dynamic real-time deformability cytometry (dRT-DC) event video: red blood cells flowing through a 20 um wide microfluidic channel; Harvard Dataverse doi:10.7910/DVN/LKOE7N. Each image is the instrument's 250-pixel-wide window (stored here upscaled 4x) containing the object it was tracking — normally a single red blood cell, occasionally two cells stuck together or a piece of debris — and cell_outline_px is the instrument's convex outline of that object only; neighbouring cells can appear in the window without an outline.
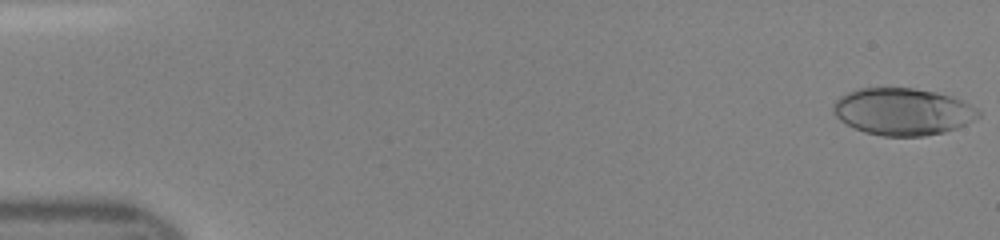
{"species": "human", "species_latin": "Homo sapiens", "temperature_condition": "room temperature", "stored_images_in_passage": 47, "camera_frame_rate_fps": 3000, "um_per_image_px": 0.085, "donor": {"sex": "female"}, "frame": {"image": 1, "passage_image": 1, "time_ms": 0.0, "image_size_px": [1000, 240], "cell_outline_px": [[980, 116], [956, 128], [944, 132], [924, 136], [884, 136], [864, 132], [840, 120], [836, 116], [832, 108], [832, 104], [840, 96], [848, 92], [860, 88], [912, 88], [936, 92], [952, 96], [976, 108], [980, 112]], "centroid_in_image_um": [76.71, 9.48], "position_along_channel_um": 8.3, "area_um2": 39.54}}
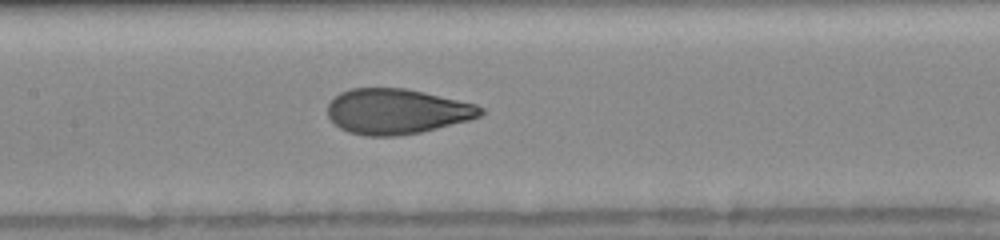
{"frame": {"image": 2, "passage_image": 23, "time_ms": 7.333, "image_size_px": [1000, 240], "cell_outline_px": [[484, 112], [480, 116], [468, 120], [420, 132], [396, 136], [364, 136], [348, 132], [340, 128], [328, 116], [328, 104], [340, 92], [352, 88], [404, 88], [424, 92], [476, 104], [484, 108]], "centroid_in_image_um": [33.72, 9.47], "position_along_channel_um": 173.7, "area_um2": 40.17}}
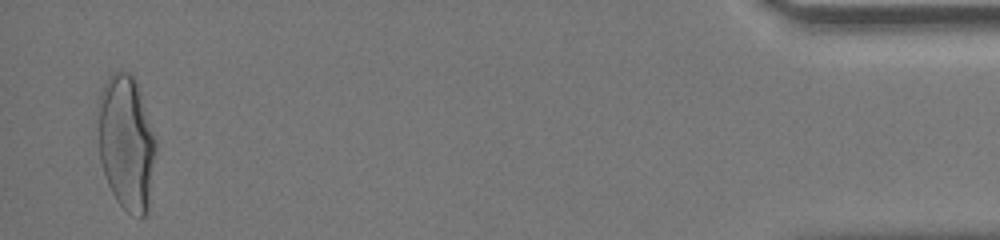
{"frame": {"image": 3, "passage_image": 46, "time_ms": 15.0, "image_size_px": [1000, 240], "cell_outline_px": [[156, 152], [148, 212], [140, 220], [128, 212], [116, 200], [108, 184], [100, 160], [96, 104], [100, 92], [108, 76], [112, 72], [128, 72], [136, 80], [156, 140]], "centroid_in_image_um": [10.73, 12.14], "position_along_channel_um": 424.5, "area_um2": 46.01}}